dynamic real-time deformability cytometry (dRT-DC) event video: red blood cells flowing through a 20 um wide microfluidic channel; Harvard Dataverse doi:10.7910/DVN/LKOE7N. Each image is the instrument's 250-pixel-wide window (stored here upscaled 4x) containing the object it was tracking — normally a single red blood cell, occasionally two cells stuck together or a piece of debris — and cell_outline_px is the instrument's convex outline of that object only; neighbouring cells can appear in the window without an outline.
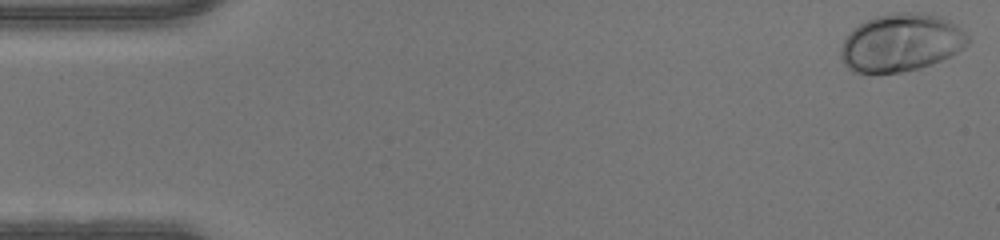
{"species": "human", "species_latin": "Homo sapiens", "temperature_condition": "warm", "stored_images_in_passage": 48, "camera_frame_rate_fps": 3000, "um_per_image_px": 0.085, "donor": {"sex": "male"}, "frame": {"image": 1, "passage_image": 1, "time_ms": 0.0, "image_size_px": [1000, 240], "cell_outline_px": [[972, 40], [964, 48], [952, 56], [932, 64], [920, 68], [900, 72], [852, 72], [840, 60], [840, 48], [844, 40], [852, 28], [876, 16], [892, 12], [920, 12], [940, 16], [956, 24]], "centroid_in_image_um": [76.61, 3.62], "position_along_channel_um": 8.4, "area_um2": 43.12}}
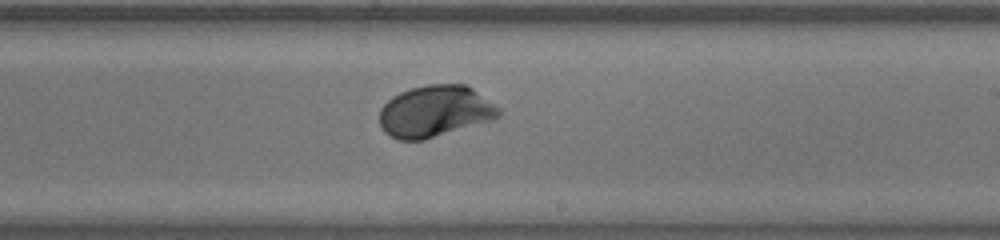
{"frame": {"image": 2, "passage_image": 28, "time_ms": 9.0, "image_size_px": [1000, 240], "cell_outline_px": [[500, 116], [496, 120], [424, 140], [400, 140], [384, 132], [380, 124], [380, 108], [392, 96], [400, 92], [412, 88], [428, 84], [468, 84], [500, 108]], "centroid_in_image_um": [37.02, 9.46], "position_along_channel_um": 252.0, "area_um2": 36.24}}
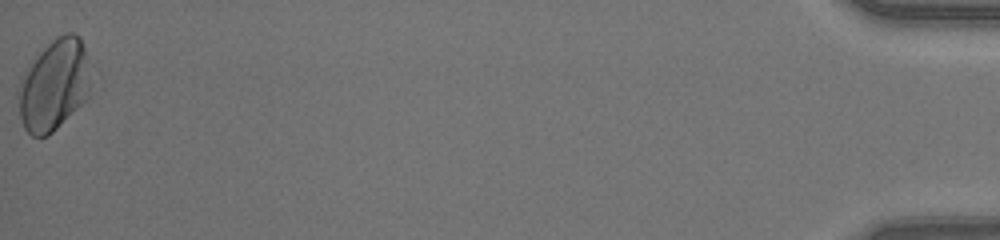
{"frame": {"image": 3, "passage_image": 48, "time_ms": 15.667, "image_size_px": [1000, 240], "cell_outline_px": [[88, 96], [48, 136], [32, 136], [24, 128], [20, 116], [16, 96], [16, 92], [20, 80], [28, 64], [56, 36], [68, 32], [72, 32], [80, 36], [84, 48], [88, 88]], "centroid_in_image_um": [4.5, 7.23], "position_along_channel_um": 430.7, "area_um2": 37.69}}